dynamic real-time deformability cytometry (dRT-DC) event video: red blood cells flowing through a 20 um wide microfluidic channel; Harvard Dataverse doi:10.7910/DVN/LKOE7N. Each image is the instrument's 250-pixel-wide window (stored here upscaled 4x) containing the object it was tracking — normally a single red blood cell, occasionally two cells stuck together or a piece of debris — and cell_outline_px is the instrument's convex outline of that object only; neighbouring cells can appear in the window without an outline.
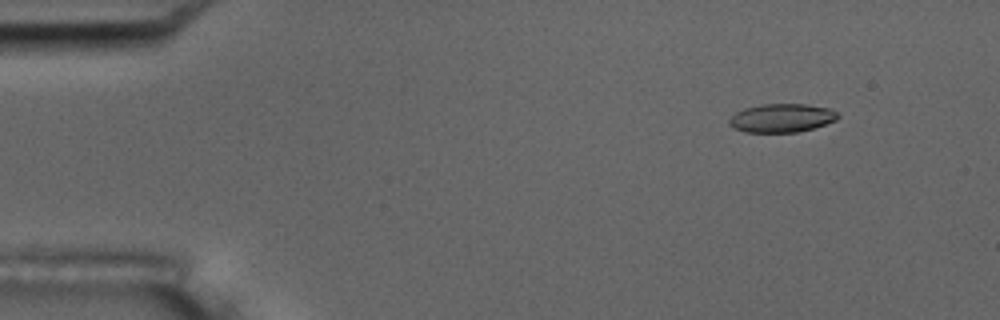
{"species": "common noctule bat (a hibernating species)", "species_latin": "Nyctalus noctula", "temperature_condition": "room temperature", "stored_images_in_passage": 5, "camera_frame_rate_fps": 3000, "um_per_image_px": 0.085, "animal": {"sex": "male", "body_mass_g": 17.5, "forearm_length_mm": 52.3}, "frame": {"image": 1, "passage_image": 2, "time_ms": 1.333, "image_size_px": [1000, 320], "cell_outline_px": [[840, 116], [836, 120], [812, 128], [796, 132], [744, 132], [732, 128], [728, 124], [728, 120], [736, 112], [744, 108], [760, 104], [804, 104], [832, 108]], "centroid_in_image_um": [66.42, 10.02], "position_along_channel_um": 18.6, "area_um2": 18.15}}
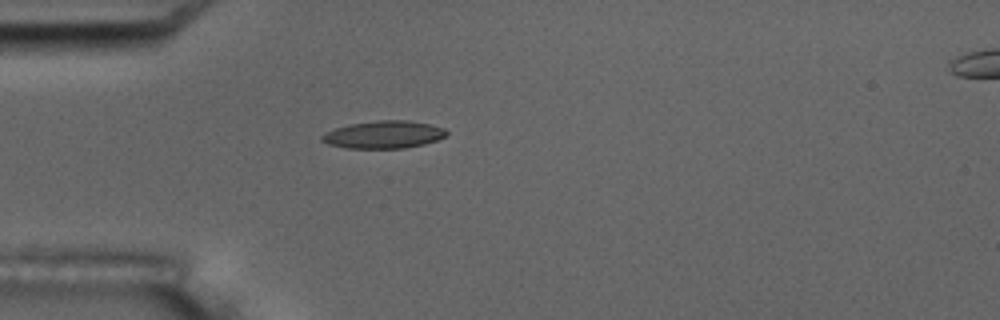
{"frame": {"image": 2, "passage_image": 5, "time_ms": 4.667, "image_size_px": [1000, 320], "cell_outline_px": [[448, 136], [424, 144], [404, 148], [348, 148], [328, 144], [320, 140], [320, 136], [324, 132], [348, 124], [376, 120], [408, 120], [428, 124], [444, 128], [448, 132]], "centroid_in_image_um": [32.6, 11.43], "position_along_channel_um": 52.4, "area_um2": 20.11}}